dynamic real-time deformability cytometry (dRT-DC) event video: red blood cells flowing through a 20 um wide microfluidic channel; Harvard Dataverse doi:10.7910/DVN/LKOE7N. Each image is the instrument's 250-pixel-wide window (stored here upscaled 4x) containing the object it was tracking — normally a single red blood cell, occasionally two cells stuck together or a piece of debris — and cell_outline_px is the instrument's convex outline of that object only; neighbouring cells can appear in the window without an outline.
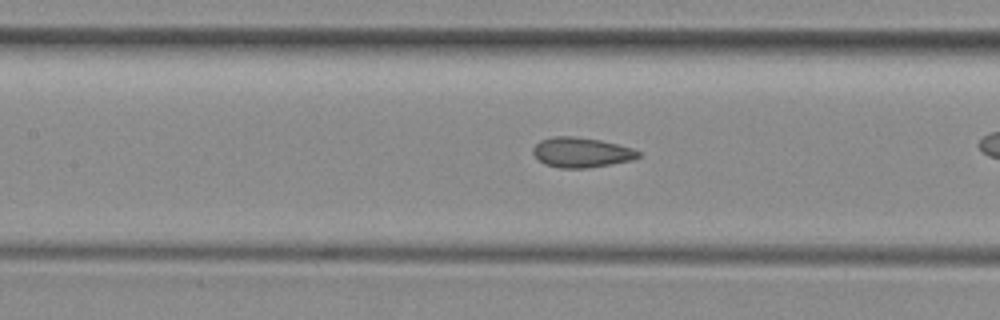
{"species": "common noctule bat (a hibernating species)", "species_latin": "Nyctalus noctula", "temperature_condition": "room temperature", "stored_images_in_passage": 40, "camera_frame_rate_fps": 3000, "um_per_image_px": 0.085, "animal": {"sex": "female", "body_mass_g": 29.2, "forearm_length_mm": 56.3}, "frame": {"image": 1, "passage_image": 23, "time_ms": 7.333, "image_size_px": [1000, 320], "cell_outline_px": [[640, 156], [632, 160], [588, 168], [560, 168], [544, 164], [532, 152], [532, 148], [540, 140], [556, 136], [576, 136], [600, 140], [632, 148], [640, 152]], "centroid_in_image_um": [49.4, 12.95], "position_along_channel_um": 158.0, "area_um2": 18.32}}
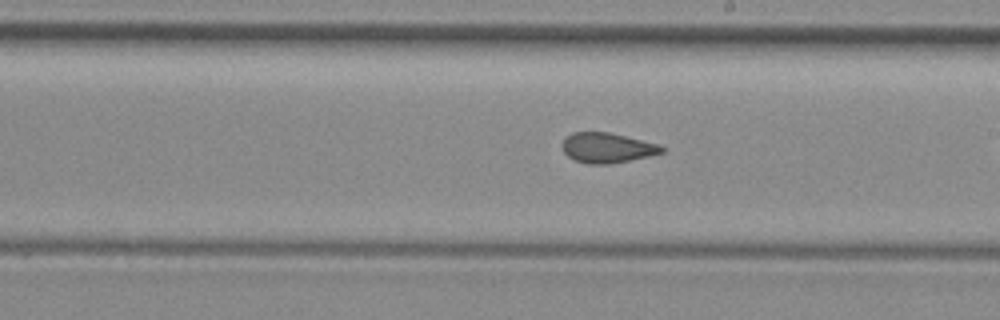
{"frame": {"image": 2, "passage_image": 29, "time_ms": 9.333, "image_size_px": [1000, 320], "cell_outline_px": [[664, 152], [648, 156], [608, 164], [588, 164], [576, 160], [568, 156], [564, 152], [560, 144], [572, 132], [608, 132], [660, 144], [664, 148]], "centroid_in_image_um": [51.6, 12.56], "position_along_channel_um": 237.4, "area_um2": 17.28}}